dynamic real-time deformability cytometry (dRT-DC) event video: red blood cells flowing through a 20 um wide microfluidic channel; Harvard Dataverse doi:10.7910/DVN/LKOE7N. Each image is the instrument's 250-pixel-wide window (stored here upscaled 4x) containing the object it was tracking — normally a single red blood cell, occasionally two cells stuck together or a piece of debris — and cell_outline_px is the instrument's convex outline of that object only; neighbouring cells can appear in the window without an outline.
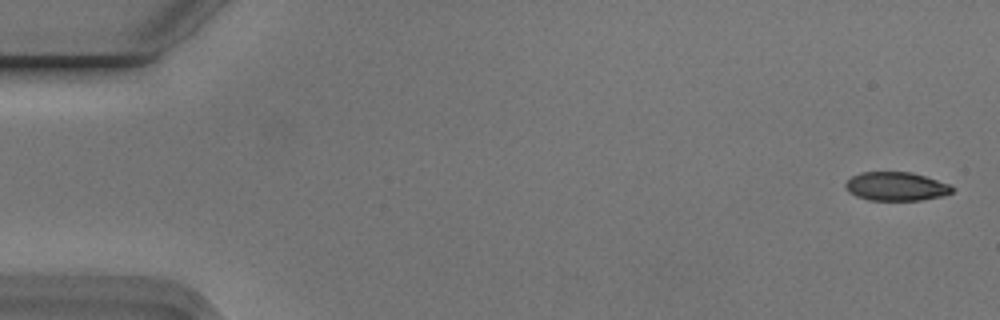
{"species": "Egyptian fruit bat (a non-hibernating species)", "species_latin": "Rousettus aegyptiacus", "temperature_condition": "cold", "stored_images_in_passage": 8, "camera_frame_rate_fps": 3000, "um_per_image_px": 0.085, "animal": {"sex": "male"}, "frame": {"image": 1, "passage_image": 1, "time_ms": 0.0, "image_size_px": [1000, 320], "cell_outline_px": [[952, 192], [940, 196], [920, 200], [868, 200], [856, 196], [848, 192], [844, 188], [844, 184], [852, 176], [860, 172], [912, 172], [948, 184], [952, 188]], "centroid_in_image_um": [76.09, 15.84], "position_along_channel_um": 8.9, "area_um2": 17.69}}
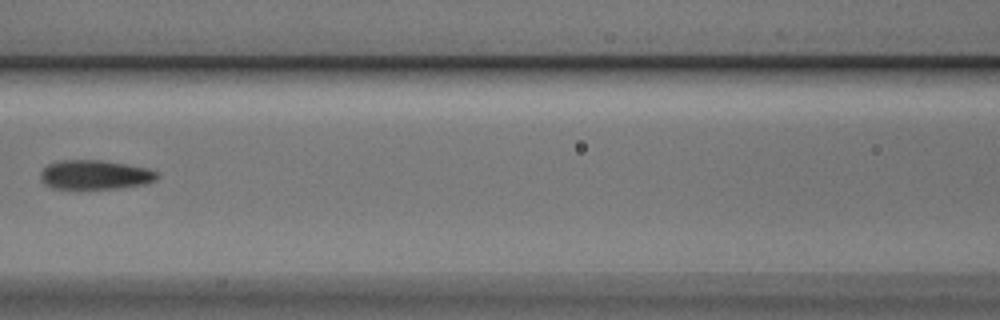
{"frame": {"image": 2, "passage_image": 7, "time_ms": 2.0, "image_size_px": [1000, 320], "cell_outline_px": [[160, 176], [156, 180], [144, 184], [116, 188], [52, 188], [44, 184], [40, 176], [40, 172], [48, 164], [56, 160], [100, 160], [148, 168], [156, 172]], "centroid_in_image_um": [8.05, 14.84], "position_along_channel_um": 158.5, "area_um2": 19.77}}
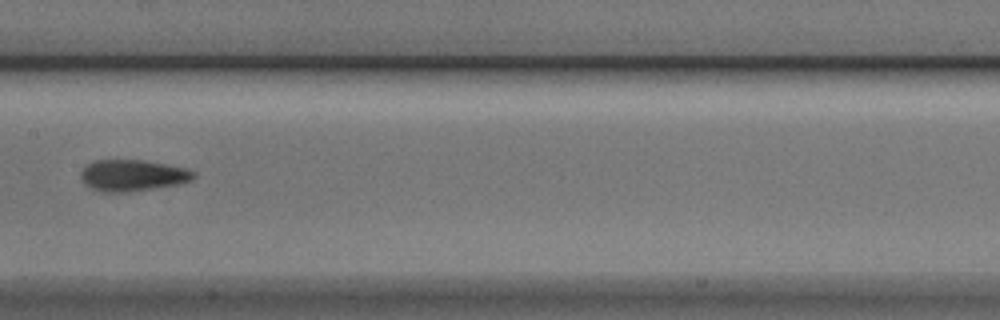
{"frame": {"image": 3, "passage_image": 8, "time_ms": 2.333, "image_size_px": [1000, 320], "cell_outline_px": [[196, 176], [192, 180], [180, 184], [128, 192], [100, 192], [88, 188], [80, 180], [80, 172], [88, 164], [96, 160], [140, 160], [164, 164], [184, 168], [192, 172]], "centroid_in_image_um": [11.2, 14.93], "position_along_channel_um": 196.2, "area_um2": 20.63}}